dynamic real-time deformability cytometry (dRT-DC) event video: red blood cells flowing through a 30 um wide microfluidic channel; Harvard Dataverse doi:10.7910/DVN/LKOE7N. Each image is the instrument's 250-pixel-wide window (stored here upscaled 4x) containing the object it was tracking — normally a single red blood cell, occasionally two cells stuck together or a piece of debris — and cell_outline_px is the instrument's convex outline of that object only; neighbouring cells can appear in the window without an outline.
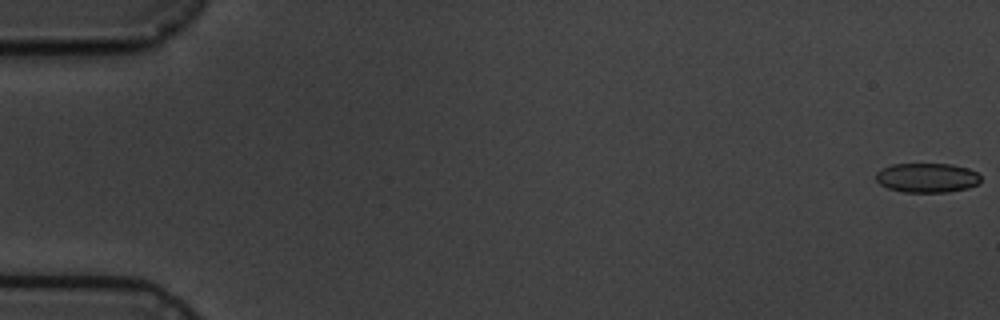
{"species": "common noctule bat (a hibernating species)", "species_latin": "Nyctalus noctula", "temperature_condition": "cold", "stored_images_in_passage": 7, "camera_frame_rate_fps": 3000, "um_per_image_px": 0.085, "animal": {"sex": "male", "body_mass_g": 19.5, "forearm_length_mm": 54.6}, "frame": {"image": 1, "passage_image": 1, "time_ms": 0.0, "image_size_px": [1000, 320], "cell_outline_px": [[980, 184], [968, 188], [948, 192], [904, 192], [888, 188], [880, 184], [876, 180], [876, 172], [880, 168], [892, 164], [952, 164], [968, 168], [976, 172], [980, 176]], "centroid_in_image_um": [78.8, 15.11], "position_along_channel_um": 6.2, "area_um2": 18.15}}
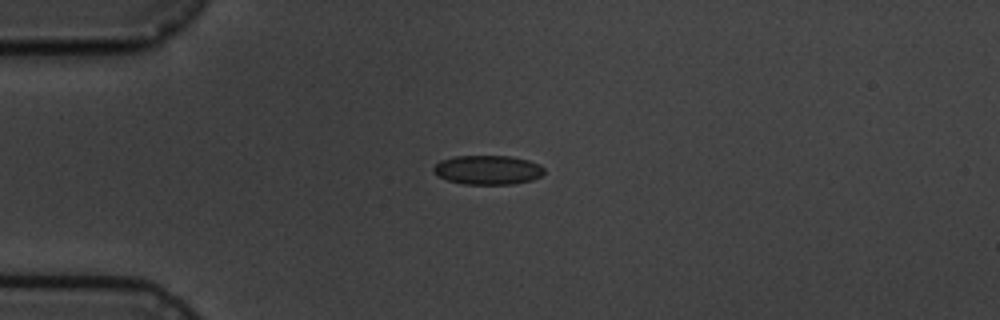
{"frame": {"image": 2, "passage_image": 5, "time_ms": 4.667, "image_size_px": [1000, 320], "cell_outline_px": [[544, 172], [540, 176], [532, 180], [512, 184], [464, 184], [448, 180], [432, 172], [432, 168], [440, 160], [456, 156], [508, 156], [528, 160], [540, 164], [544, 168]], "centroid_in_image_um": [41.46, 14.44], "position_along_channel_um": 43.5, "area_um2": 18.79}}
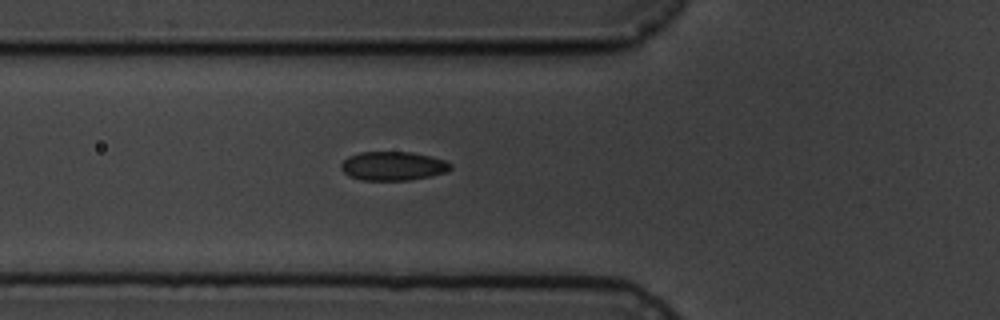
{"frame": {"image": 3, "passage_image": 7, "time_ms": 6.667, "image_size_px": [1000, 320], "cell_outline_px": [[452, 168], [448, 172], [432, 176], [408, 180], [360, 180], [348, 176], [340, 168], [340, 164], [348, 156], [360, 152], [412, 152], [444, 160], [452, 164]], "centroid_in_image_um": [33.4, 14.12], "position_along_channel_um": 92.4, "area_um2": 18.55}}